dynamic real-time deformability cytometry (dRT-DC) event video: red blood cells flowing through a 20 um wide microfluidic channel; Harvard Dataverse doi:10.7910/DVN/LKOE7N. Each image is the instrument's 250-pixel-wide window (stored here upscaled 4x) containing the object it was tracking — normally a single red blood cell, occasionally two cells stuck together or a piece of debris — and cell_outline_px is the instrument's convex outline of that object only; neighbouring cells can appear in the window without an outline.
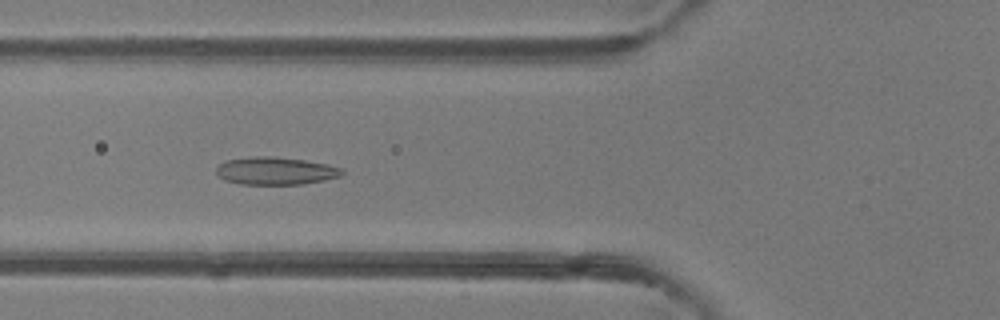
{"species": "common noctule bat (a hibernating species)", "species_latin": "Nyctalus noctula", "temperature_condition": "room temperature", "stored_images_in_passage": 6, "camera_frame_rate_fps": 3000, "um_per_image_px": 0.085, "animal": {"sex": "female"}, "frame": {"image": 1, "passage_image": 4, "time_ms": 3.667, "image_size_px": [1000, 320], "cell_outline_px": [[344, 172], [340, 176], [324, 180], [304, 184], [240, 184], [224, 180], [216, 172], [216, 168], [220, 164], [228, 160], [256, 156], [268, 156], [304, 160], [328, 164], [340, 168]], "centroid_in_image_um": [23.43, 14.53], "position_along_channel_um": 102.4, "area_um2": 20.06}}
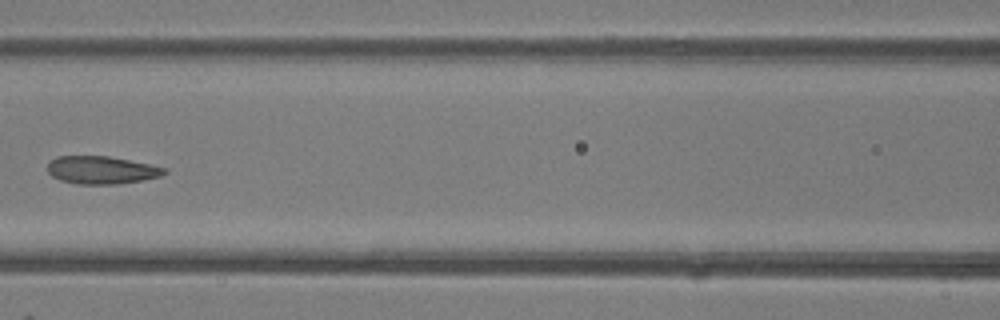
{"frame": {"image": 2, "passage_image": 5, "time_ms": 5.0, "image_size_px": [1000, 320], "cell_outline_px": [[168, 172], [160, 176], [140, 180], [116, 184], [76, 184], [60, 180], [52, 176], [48, 172], [48, 164], [56, 156], [108, 156], [168, 168]], "centroid_in_image_um": [8.62, 14.45], "position_along_channel_um": 158.0, "area_um2": 18.79}}
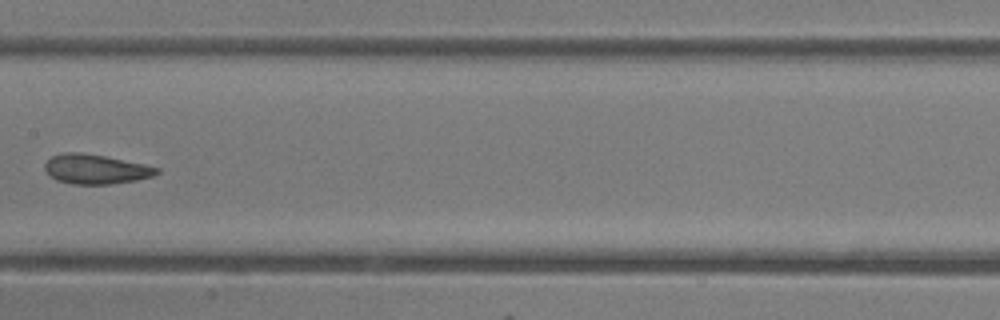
{"frame": {"image": 3, "passage_image": 6, "time_ms": 6.0, "image_size_px": [1000, 320], "cell_outline_px": [[160, 172], [152, 176], [136, 180], [108, 184], [72, 184], [56, 180], [44, 168], [44, 164], [52, 156], [64, 152], [80, 152], [104, 156], [144, 164], [160, 168]], "centroid_in_image_um": [8.14, 14.37], "position_along_channel_um": 199.3, "area_um2": 19.13}}